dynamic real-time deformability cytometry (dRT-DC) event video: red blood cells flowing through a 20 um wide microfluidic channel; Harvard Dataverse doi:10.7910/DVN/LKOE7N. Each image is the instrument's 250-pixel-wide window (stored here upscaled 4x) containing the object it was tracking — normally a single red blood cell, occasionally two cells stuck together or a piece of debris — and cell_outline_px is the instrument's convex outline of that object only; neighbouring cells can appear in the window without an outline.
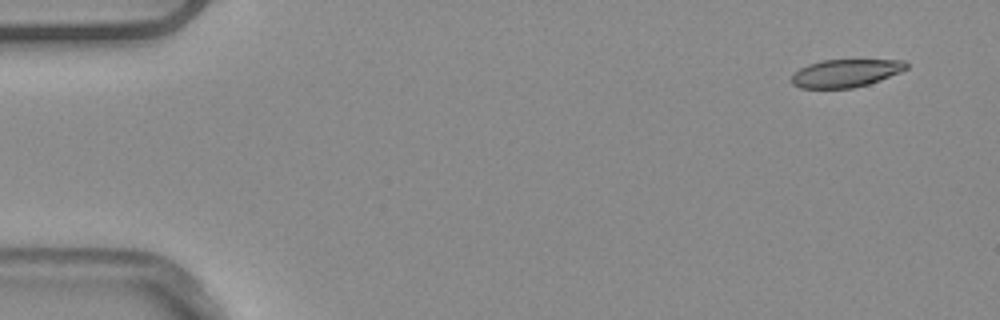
{"species": "common noctule bat (a hibernating species)", "species_latin": "Nyctalus noctula", "temperature_condition": "warm", "stored_images_in_passage": 50, "camera_frame_rate_fps": 3000, "um_per_image_px": 0.085, "animal": {"sex": "male", "body_mass_g": 20.4}, "frame": {"image": 1, "passage_image": 1, "time_ms": 0.0, "image_size_px": [1000, 320], "cell_outline_px": [[908, 68], [900, 72], [880, 80], [868, 84], [852, 88], [800, 88], [792, 84], [792, 76], [800, 68], [808, 64], [824, 60], [904, 60], [908, 64]], "centroid_in_image_um": [71.89, 6.22], "position_along_channel_um": 13.1, "area_um2": 18.5}}
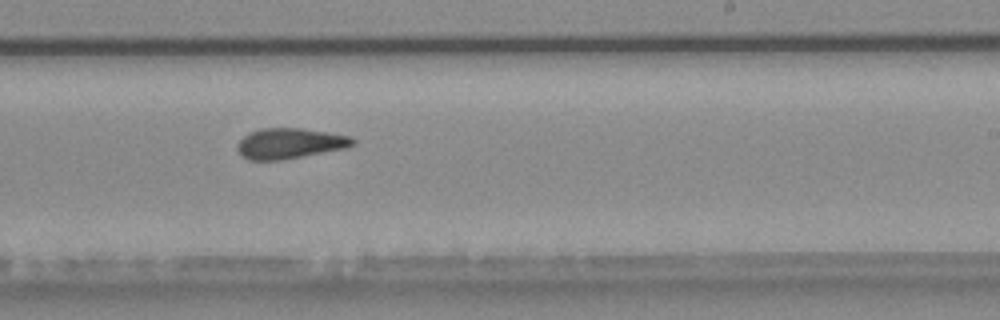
{"frame": {"image": 2, "passage_image": 30, "time_ms": 9.667, "image_size_px": [1000, 320], "cell_outline_px": [[356, 144], [344, 148], [280, 160], [248, 160], [240, 156], [236, 148], [236, 144], [248, 132], [260, 128], [300, 128], [352, 136], [356, 140]], "centroid_in_image_um": [24.58, 12.18], "position_along_channel_um": 264.4, "area_um2": 20.58}}
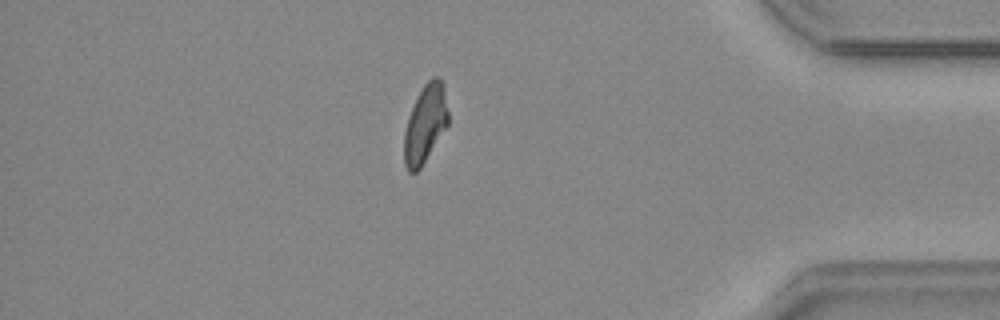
{"frame": {"image": 3, "passage_image": 43, "time_ms": 14.0, "image_size_px": [1000, 320], "cell_outline_px": [[448, 124], [420, 168], [416, 172], [408, 172], [404, 164], [404, 132], [408, 116], [424, 84], [432, 76], [436, 76], [444, 84], [448, 112]], "centroid_in_image_um": [36.14, 10.52], "position_along_channel_um": 399.1, "area_um2": 19.83}, "authors_computed_cell_mechanics": {"area_um2": 20.4034, "velocity_mm_per_s": 3.8892, "shape_relaxation_time_tau1_ms": 5.5596, "shape_relaxation_time_tau2_ms": 2.5051, "deformation_change_tau1": 0.1586, "deformation_change_tau2": 0.1096}}